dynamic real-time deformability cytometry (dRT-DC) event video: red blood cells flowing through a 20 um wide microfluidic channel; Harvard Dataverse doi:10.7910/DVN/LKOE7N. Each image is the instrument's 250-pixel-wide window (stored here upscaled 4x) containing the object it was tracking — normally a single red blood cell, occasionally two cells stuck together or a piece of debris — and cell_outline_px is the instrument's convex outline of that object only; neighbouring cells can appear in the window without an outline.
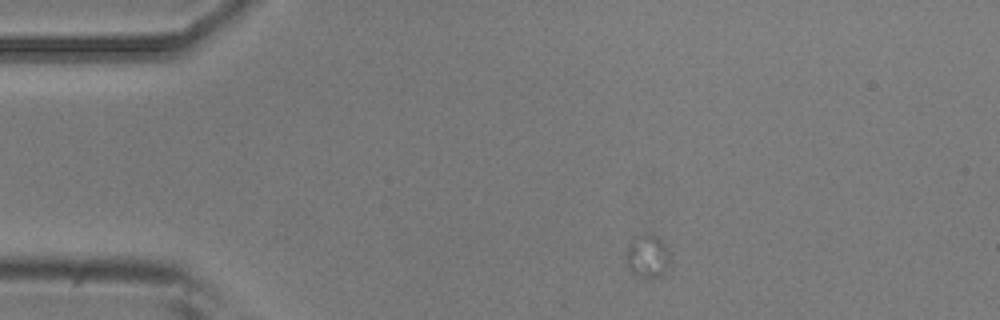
{"species": "common noctule bat (a hibernating species)", "species_latin": "Nyctalus noctula", "temperature_condition": "room temperature", "stored_images_in_passage": 5, "camera_frame_rate_fps": 3000, "um_per_image_px": 0.085, "animal": {"sex": "male", "body_mass_g": 20.5, "forearm_length_mm": 52.5}, "frame": {"image": 1, "passage_image": 1, "time_ms": 0.0, "image_size_px": [1000, 320], "cell_outline_px": [[668, 268], [656, 276], [648, 280], [636, 276], [628, 268], [628, 248], [632, 240], [636, 236], [644, 232], [652, 232], [660, 236], [664, 244], [668, 260]], "centroid_in_image_um": [55.03, 21.74], "position_along_channel_um": 30.0, "area_um2": 10.87}}